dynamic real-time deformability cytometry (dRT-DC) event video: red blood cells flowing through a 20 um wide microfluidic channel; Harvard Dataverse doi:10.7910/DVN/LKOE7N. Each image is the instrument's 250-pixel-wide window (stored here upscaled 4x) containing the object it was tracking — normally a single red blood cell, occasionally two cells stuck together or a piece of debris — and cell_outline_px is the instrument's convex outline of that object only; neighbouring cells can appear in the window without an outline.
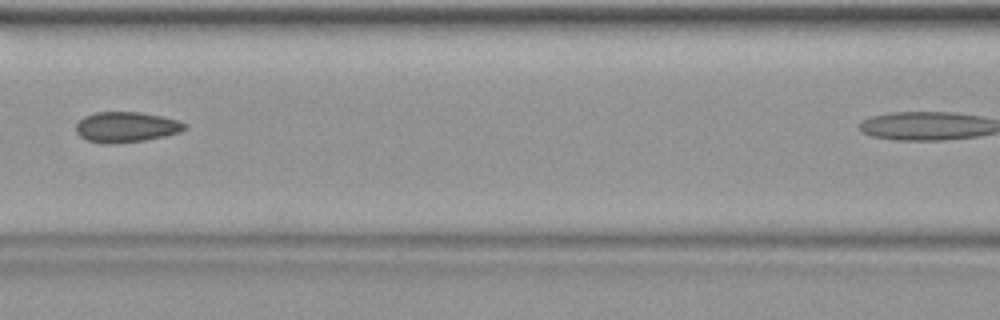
{"species": "common noctule bat (a hibernating species)", "species_latin": "Nyctalus noctula", "temperature_condition": "warm", "stored_images_in_passage": 29, "camera_frame_rate_fps": 3000, "um_per_image_px": 0.085, "animal": {"sex": "female", "body_mass_g": 19.9}, "frame": {"image": 1, "passage_image": 13, "time_ms": 4.0, "image_size_px": [1000, 320], "cell_outline_px": [[188, 128], [180, 132], [164, 136], [144, 140], [112, 144], [104, 144], [88, 140], [80, 136], [76, 132], [76, 124], [84, 116], [96, 112], [140, 112], [180, 120], [188, 124]], "centroid_in_image_um": [10.75, 10.8], "position_along_channel_um": 155.8, "area_um2": 19.36}}